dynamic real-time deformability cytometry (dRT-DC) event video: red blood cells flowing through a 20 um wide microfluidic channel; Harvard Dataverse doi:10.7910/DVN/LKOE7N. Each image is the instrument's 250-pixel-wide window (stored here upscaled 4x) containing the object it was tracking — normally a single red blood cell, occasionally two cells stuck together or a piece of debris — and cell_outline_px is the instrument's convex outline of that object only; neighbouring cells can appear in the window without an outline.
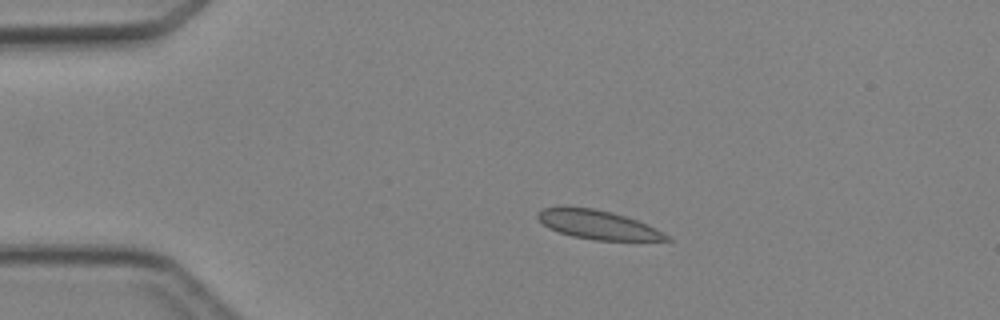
{"species": "Egyptian fruit bat (a non-hibernating species)", "species_latin": "Rousettus aegyptiacus", "temperature_condition": "cold", "stored_images_in_passage": 2, "camera_frame_rate_fps": 3000, "um_per_image_px": 0.085, "animal": {"sex": "female"}, "frame": {"image": 1, "passage_image": 1, "time_ms": 0.0, "image_size_px": [1000, 320], "cell_outline_px": [[672, 240], [596, 240], [572, 236], [548, 228], [536, 216], [536, 212], [544, 208], [560, 204], [592, 208], [612, 212], [648, 224], [656, 228], [668, 236]], "centroid_in_image_um": [50.74, 19.06], "position_along_channel_um": 34.3, "area_um2": 21.85}}